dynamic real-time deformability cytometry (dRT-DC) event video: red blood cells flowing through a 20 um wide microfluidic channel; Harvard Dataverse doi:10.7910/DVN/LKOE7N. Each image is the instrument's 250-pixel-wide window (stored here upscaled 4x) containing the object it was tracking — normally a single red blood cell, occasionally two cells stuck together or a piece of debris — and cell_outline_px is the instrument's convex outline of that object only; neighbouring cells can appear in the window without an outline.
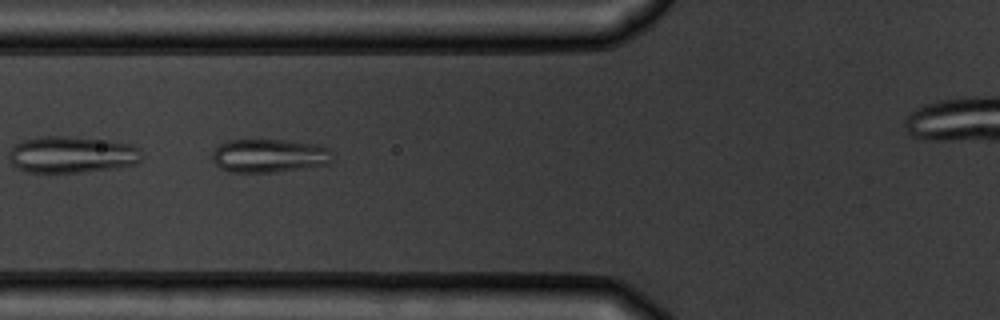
{"species": "common noctule bat (a hibernating species)", "species_latin": "Nyctalus noctula", "temperature_condition": "warm", "stored_images_in_passage": 6, "camera_frame_rate_fps": 3000, "um_per_image_px": 0.085, "animal": {"sex": "male", "body_mass_g": 19.5, "forearm_length_mm": 54.6}, "frame": {"image": 1, "passage_image": 6, "time_ms": 6.0, "image_size_px": [1000, 320], "cell_outline_px": [[332, 160], [328, 164], [276, 172], [228, 172], [220, 168], [212, 160], [212, 152], [220, 144], [228, 140], [284, 140], [316, 144], [328, 148], [332, 152]], "centroid_in_image_um": [22.87, 13.24], "position_along_channel_um": 102.9, "area_um2": 23.52}}